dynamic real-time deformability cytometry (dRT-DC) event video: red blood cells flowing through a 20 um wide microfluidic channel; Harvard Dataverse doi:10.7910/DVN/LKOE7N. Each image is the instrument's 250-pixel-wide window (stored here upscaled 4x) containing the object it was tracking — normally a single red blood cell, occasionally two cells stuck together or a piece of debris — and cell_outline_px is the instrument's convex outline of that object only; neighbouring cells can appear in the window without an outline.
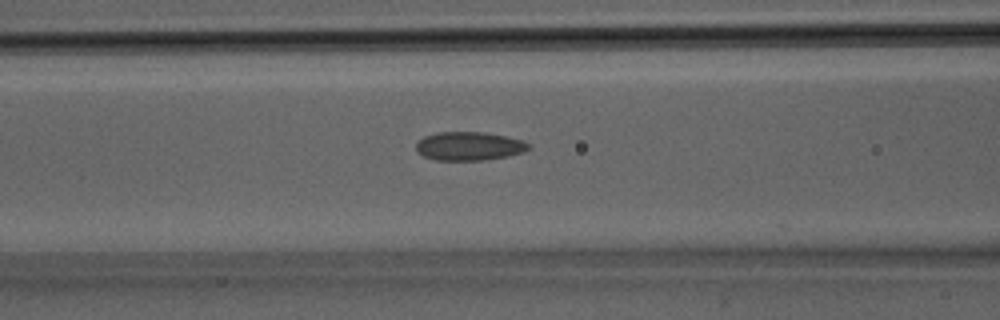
{"species": "Egyptian fruit bat (a non-hibernating species)", "species_latin": "Rousettus aegyptiacus", "temperature_condition": "room temperature", "stored_images_in_passage": 31, "camera_frame_rate_fps": 3000, "um_per_image_px": 0.085, "animal": {"sex": "male"}, "frame": {"image": 1, "passage_image": 13, "time_ms": 4.0, "image_size_px": [1000, 320], "cell_outline_px": [[532, 148], [524, 152], [508, 156], [484, 160], [436, 160], [424, 156], [416, 152], [416, 144], [424, 136], [440, 132], [484, 132], [524, 140], [532, 144]], "centroid_in_image_um": [39.92, 12.42], "position_along_channel_um": 126.7, "area_um2": 18.9}}
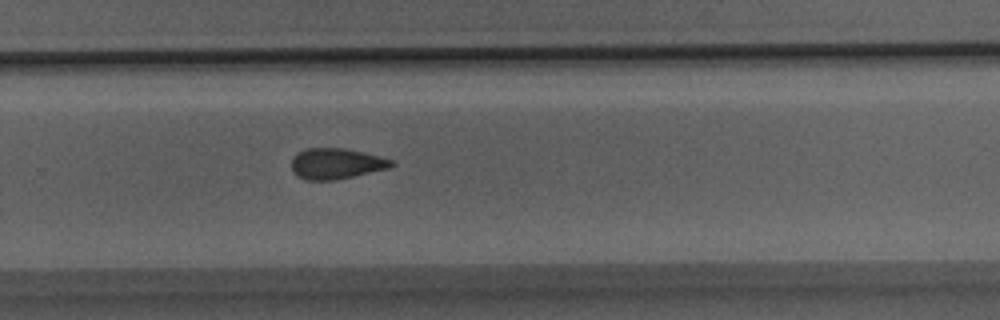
{"frame": {"image": 2, "passage_image": 21, "time_ms": 6.667, "image_size_px": [1000, 320], "cell_outline_px": [[396, 164], [388, 168], [336, 180], [308, 180], [296, 176], [292, 172], [292, 160], [296, 152], [308, 148], [344, 148], [392, 160]], "centroid_in_image_um": [28.52, 13.91], "position_along_channel_um": 301.3, "area_um2": 17.74}}
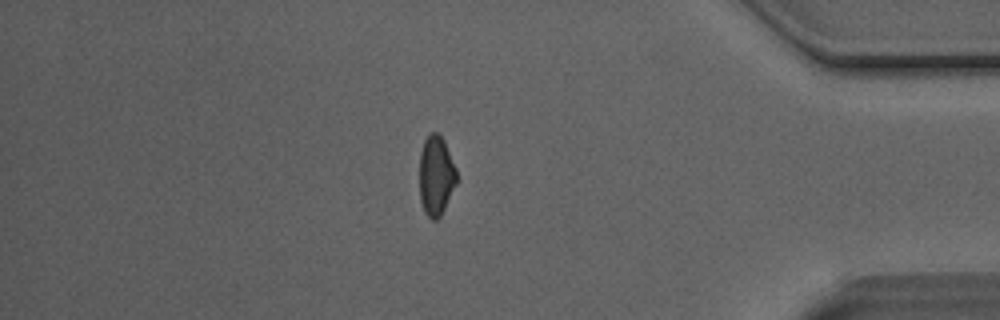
{"frame": {"image": 3, "passage_image": 27, "time_ms": 8.667, "image_size_px": [1000, 320], "cell_outline_px": [[460, 180], [440, 216], [436, 220], [432, 220], [424, 212], [420, 200], [420, 152], [424, 140], [428, 132], [436, 132], [444, 140], [456, 168]], "centroid_in_image_um": [37.09, 14.93], "position_along_channel_um": 398.1, "area_um2": 17.69}}